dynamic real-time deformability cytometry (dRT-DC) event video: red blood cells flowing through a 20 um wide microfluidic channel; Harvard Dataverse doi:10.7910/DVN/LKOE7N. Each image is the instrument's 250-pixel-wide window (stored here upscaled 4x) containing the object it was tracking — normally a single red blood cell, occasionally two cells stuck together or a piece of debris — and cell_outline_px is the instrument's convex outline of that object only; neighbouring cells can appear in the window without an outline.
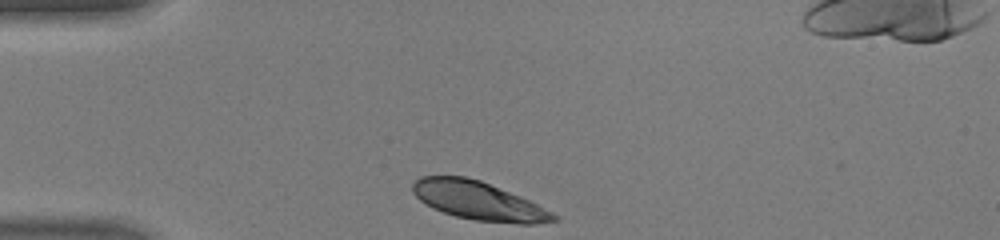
{"species": "human", "species_latin": "Homo sapiens", "temperature_condition": "warm", "stored_images_in_passage": 27, "camera_frame_rate_fps": 3000, "um_per_image_px": 0.085, "donor": {"sex": "male"}, "frame": {"image": 1, "passage_image": 1, "time_ms": 0.0, "image_size_px": [1000, 240], "cell_outline_px": [[560, 220], [536, 224], [516, 224], [476, 220], [456, 216], [432, 208], [420, 200], [412, 192], [412, 180], [420, 176], [464, 176], [480, 180], [520, 196], [560, 216]], "centroid_in_image_um": [40.67, 17.07], "position_along_channel_um": 44.3, "area_um2": 31.62}}
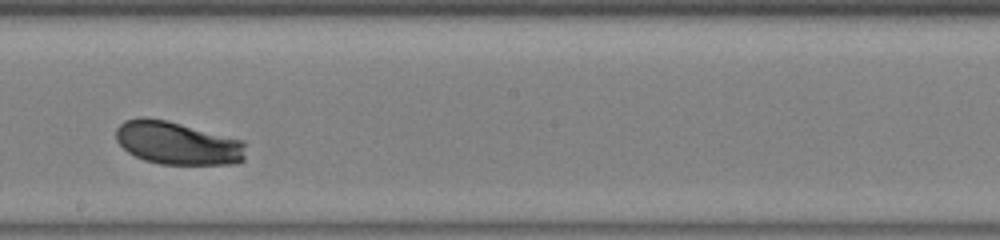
{"frame": {"image": 2, "passage_image": 16, "time_ms": 5.0, "image_size_px": [1000, 240], "cell_outline_px": [[244, 160], [236, 164], [160, 164], [144, 160], [128, 152], [116, 140], [116, 128], [124, 120], [140, 116], [144, 116], [168, 120], [244, 140]], "centroid_in_image_um": [15.07, 12.15], "position_along_channel_um": 233.1, "area_um2": 32.83}}
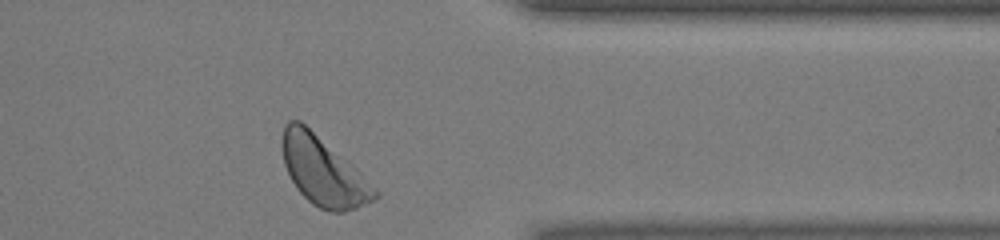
{"frame": {"image": 3, "passage_image": 27, "time_ms": 8.667, "image_size_px": [1000, 240], "cell_outline_px": [[380, 196], [356, 208], [344, 212], [328, 212], [312, 204], [296, 188], [284, 164], [280, 144], [284, 124], [288, 120], [300, 120], [356, 168], [380, 192]], "centroid_in_image_um": [27.44, 14.55], "position_along_channel_um": 384.0, "area_um2": 36.88}, "authors_computed_cell_mechanics": {"area_um2": 32.5992, "velocity_mm_per_s": 4.3728, "shape_relaxation_time_tau1_ms": 1.3512, "shape_relaxation_time_tau2_ms": null, "deformation_change_tau1": 0.1029, "deformation_change_tau2": null}}